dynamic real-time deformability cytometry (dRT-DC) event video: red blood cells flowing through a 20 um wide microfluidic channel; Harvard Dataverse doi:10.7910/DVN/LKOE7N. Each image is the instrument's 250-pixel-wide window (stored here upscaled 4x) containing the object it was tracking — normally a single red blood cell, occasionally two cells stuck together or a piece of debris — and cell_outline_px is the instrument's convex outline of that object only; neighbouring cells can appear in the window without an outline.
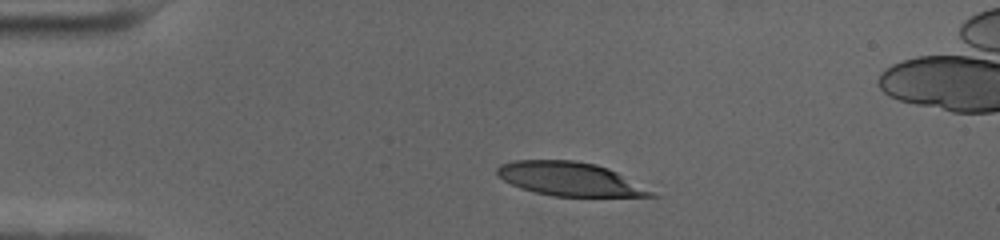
{"species": "human", "species_latin": "Homo sapiens", "temperature_condition": "cold", "stored_images_in_passage": 46, "camera_frame_rate_fps": 3000, "um_per_image_px": 0.085, "donor": {"sex": "female"}, "frame": {"image": 1, "passage_image": 1, "time_ms": 0.0, "image_size_px": [1000, 240], "cell_outline_px": [[660, 196], [552, 196], [520, 188], [504, 180], [496, 172], [496, 168], [500, 164], [512, 160], [576, 160], [596, 164], [608, 168], [616, 172]], "centroid_in_image_um": [48.37, 15.2], "position_along_channel_um": 36.6, "area_um2": 29.82}}
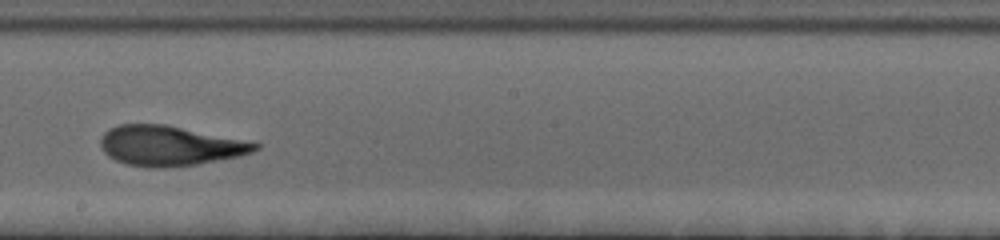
{"frame": {"image": 2, "passage_image": 22, "time_ms": 7.0, "image_size_px": [1000, 240], "cell_outline_px": [[260, 148], [252, 152], [240, 156], [196, 164], [160, 168], [152, 168], [128, 164], [116, 160], [108, 156], [104, 152], [100, 144], [100, 136], [108, 128], [120, 124], [164, 124], [260, 144]], "centroid_in_image_um": [14.36, 12.39], "position_along_channel_um": 233.8, "area_um2": 35.55}}
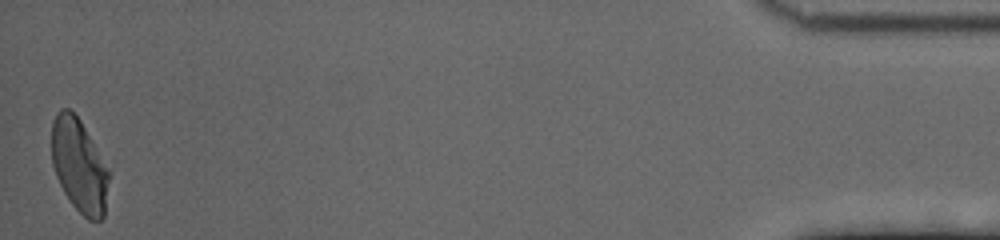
{"frame": {"image": 3, "passage_image": 46, "time_ms": 15.0, "image_size_px": [1000, 240], "cell_outline_px": [[112, 160], [104, 216], [100, 220], [88, 220], [72, 204], [64, 192], [56, 176], [52, 164], [52, 120], [56, 112], [60, 108], [68, 108], [80, 120]], "centroid_in_image_um": [6.82, 14.01], "position_along_channel_um": 428.4, "area_um2": 32.71}, "authors_computed_cell_mechanics": {"area_um2": 34.9401, "velocity_mm_per_s": 3.4818, "shape_relaxation_time_tau1_ms": 5.1377, "shape_relaxation_time_tau2_ms": 1.1922, "deformation_change_tau1": 0.2084, "deformation_change_tau2": 0.092}}